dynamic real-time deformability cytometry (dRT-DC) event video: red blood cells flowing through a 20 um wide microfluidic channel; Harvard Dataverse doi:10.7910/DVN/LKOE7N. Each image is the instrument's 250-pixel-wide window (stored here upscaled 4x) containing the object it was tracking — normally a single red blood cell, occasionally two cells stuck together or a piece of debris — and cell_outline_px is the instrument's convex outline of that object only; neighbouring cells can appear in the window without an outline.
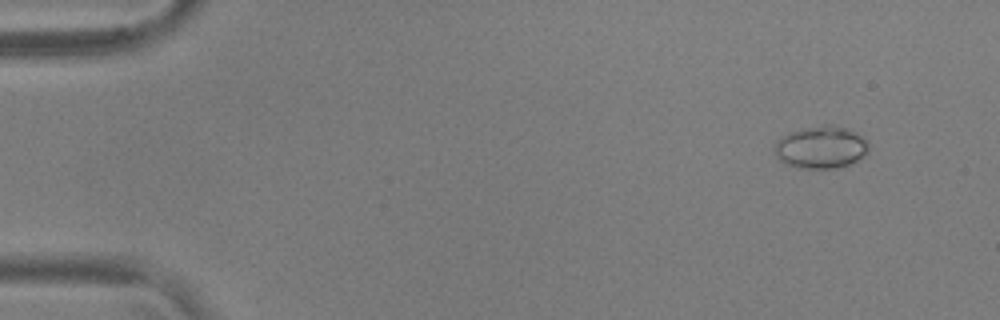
{"species": "common noctule bat (a hibernating species)", "species_latin": "Nyctalus noctula", "temperature_condition": "warm", "stored_images_in_passage": 51, "camera_frame_rate_fps": 3000, "um_per_image_px": 0.085, "animal": {"sex": "male", "body_mass_g": 17.9, "forearm_length_mm": 54.2}, "frame": {"image": 1, "passage_image": 1, "time_ms": 0.0, "image_size_px": [1000, 320], "cell_outline_px": [[868, 152], [856, 160], [848, 164], [836, 168], [800, 168], [784, 164], [776, 156], [776, 140], [800, 128], [824, 124], [832, 124], [848, 128], [856, 132], [868, 144]], "centroid_in_image_um": [69.77, 12.5], "position_along_channel_um": 15.2, "area_um2": 23.12}}
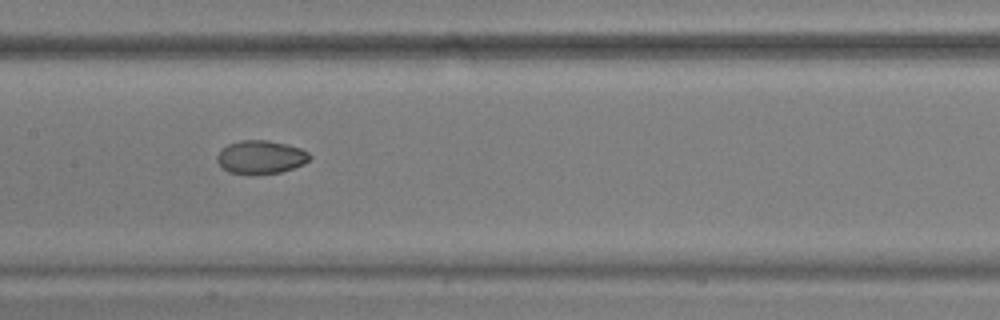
{"frame": {"image": 2, "passage_image": 24, "time_ms": 7.667, "image_size_px": [1000, 320], "cell_outline_px": [[312, 156], [304, 164], [280, 172], [248, 176], [228, 172], [220, 168], [216, 160], [216, 156], [220, 148], [228, 144], [240, 140], [268, 140], [288, 144], [300, 148], [308, 152]], "centroid_in_image_um": [22.1, 13.37], "position_along_channel_um": 185.3, "area_um2": 18.55}}
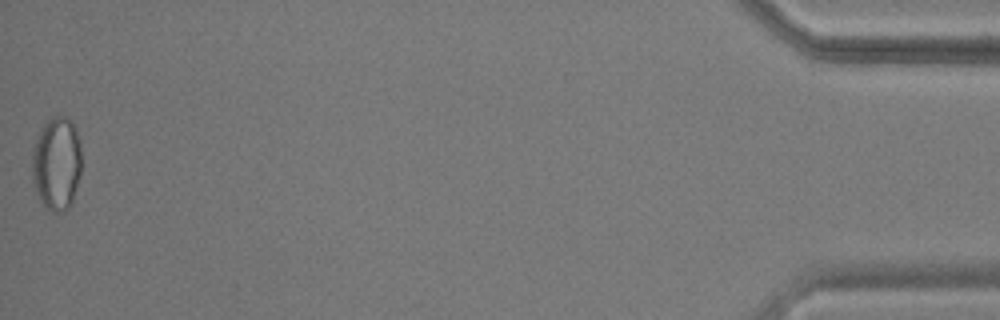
{"frame": {"image": 3, "passage_image": 51, "time_ms": 16.667, "image_size_px": [1000, 320], "cell_outline_px": [[80, 172], [72, 204], [64, 212], [52, 212], [40, 200], [32, 184], [32, 148], [40, 128], [48, 120], [56, 116], [64, 116], [76, 128], [80, 140]], "centroid_in_image_um": [4.79, 13.91], "position_along_channel_um": 430.4, "area_um2": 27.11}, "authors_computed_cell_mechanics": {"area_um2": 19.5364, "velocity_mm_per_s": 3.7223, "shape_relaxation_time_tau1_ms": 6.2701, "shape_relaxation_time_tau2_ms": 3.1684, "deformation_change_tau1": 0.1265, "deformation_change_tau2": 0.0481}}